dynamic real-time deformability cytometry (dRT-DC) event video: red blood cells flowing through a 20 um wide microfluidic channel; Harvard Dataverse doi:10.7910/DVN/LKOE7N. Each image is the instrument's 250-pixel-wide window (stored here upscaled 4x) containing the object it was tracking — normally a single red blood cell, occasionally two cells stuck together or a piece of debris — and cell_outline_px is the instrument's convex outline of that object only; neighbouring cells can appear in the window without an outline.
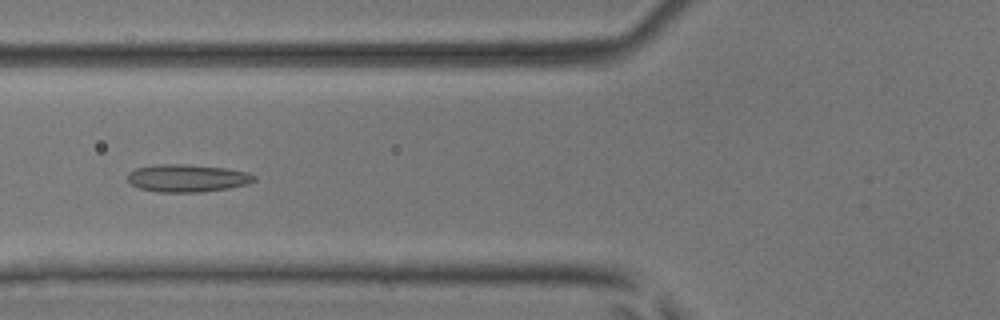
{"species": "common noctule bat (a hibernating species)", "species_latin": "Nyctalus noctula", "temperature_condition": "room temperature", "stored_images_in_passage": 6, "camera_frame_rate_fps": 3000, "um_per_image_px": 0.085, "animal": {"sex": "male", "body_mass_g": 17.9, "forearm_length_mm": 54.2}, "frame": {"image": 1, "passage_image": 5, "time_ms": 1.333, "image_size_px": [1000, 320], "cell_outline_px": [[256, 180], [248, 184], [228, 188], [200, 192], [156, 192], [140, 188], [132, 184], [128, 180], [128, 172], [136, 168], [152, 164], [184, 164], [224, 168], [248, 172], [256, 176]], "centroid_in_image_um": [15.91, 15.14], "position_along_channel_um": 109.9, "area_um2": 20.4}}
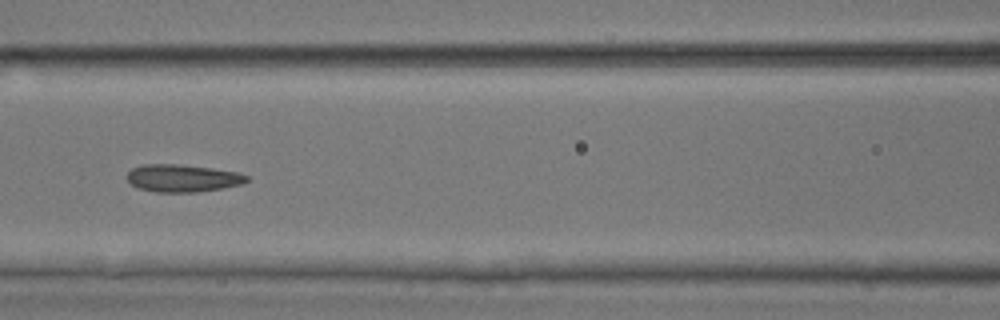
{"frame": {"image": 2, "passage_image": 6, "time_ms": 1.667, "image_size_px": [1000, 320], "cell_outline_px": [[248, 180], [244, 184], [224, 188], [196, 192], [156, 192], [140, 188], [132, 184], [124, 176], [132, 168], [144, 164], [180, 164], [212, 168], [236, 172], [248, 176]], "centroid_in_image_um": [15.52, 15.14], "position_along_channel_um": 151.1, "area_um2": 19.25}}